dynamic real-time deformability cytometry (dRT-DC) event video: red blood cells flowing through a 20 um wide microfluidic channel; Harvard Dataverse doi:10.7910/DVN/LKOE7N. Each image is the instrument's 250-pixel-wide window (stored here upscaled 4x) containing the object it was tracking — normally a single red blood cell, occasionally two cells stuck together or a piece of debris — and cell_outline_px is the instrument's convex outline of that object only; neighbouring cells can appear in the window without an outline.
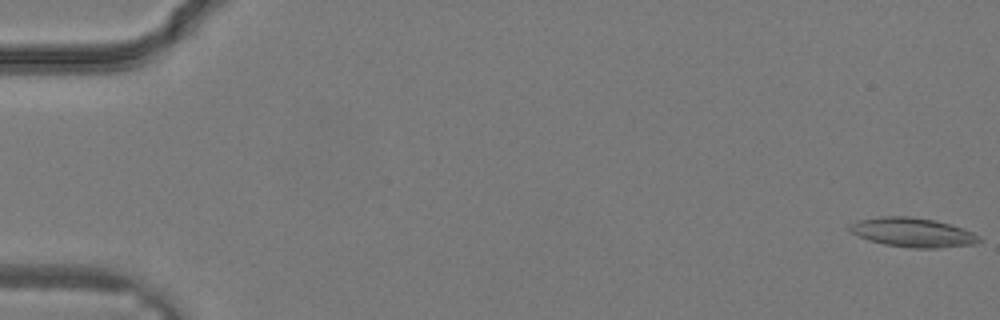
{"species": "common noctule bat (a hibernating species)", "species_latin": "Nyctalus noctula", "temperature_condition": "warm", "stored_images_in_passage": 33, "camera_frame_rate_fps": 3000, "um_per_image_px": 0.085, "animal": {"sex": "male", "body_mass_g": 19.2, "forearm_length_mm": 51.8}, "frame": {"image": 1, "passage_image": 1, "time_ms": 0.0, "image_size_px": [1000, 320], "cell_outline_px": [[980, 240], [972, 244], [940, 248], [912, 248], [884, 244], [868, 240], [852, 232], [848, 228], [848, 224], [860, 220], [880, 216], [908, 216], [936, 220], [972, 232], [980, 236]], "centroid_in_image_um": [77.55, 19.75], "position_along_channel_um": 7.5, "area_um2": 21.85}}
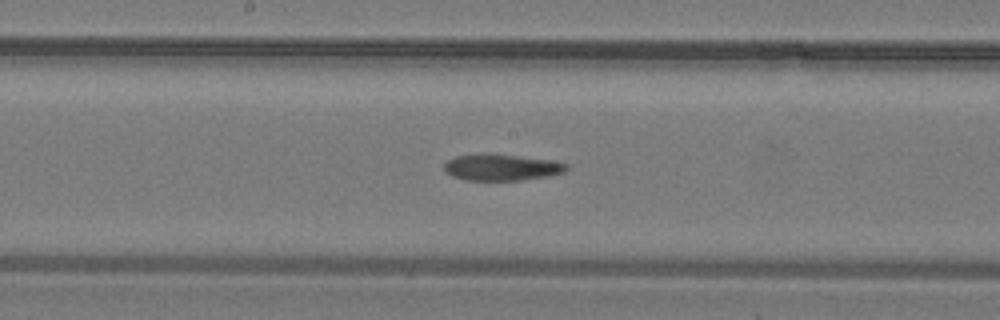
{"frame": {"image": 2, "passage_image": 18, "time_ms": 5.667, "image_size_px": [1000, 320], "cell_outline_px": [[572, 168], [564, 172], [548, 176], [520, 180], [464, 180], [452, 176], [444, 172], [444, 164], [448, 160], [456, 156], [516, 156], [552, 160], [568, 164]], "centroid_in_image_um": [42.69, 14.27], "position_along_channel_um": 205.5, "area_um2": 18.21}}
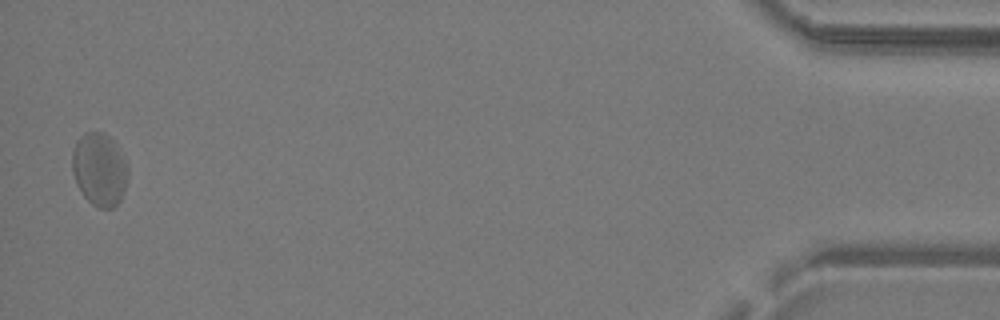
{"frame": {"image": 3, "passage_image": 33, "time_ms": 10.667, "image_size_px": [1000, 320], "cell_outline_px": [[128, 172], [124, 188], [120, 200], [112, 208], [100, 208], [92, 204], [84, 196], [76, 184], [72, 172], [72, 152], [76, 140], [84, 132], [104, 132], [116, 144], [128, 164]], "centroid_in_image_um": [8.43, 14.38], "position_along_channel_um": 426.8, "area_um2": 23.76}}